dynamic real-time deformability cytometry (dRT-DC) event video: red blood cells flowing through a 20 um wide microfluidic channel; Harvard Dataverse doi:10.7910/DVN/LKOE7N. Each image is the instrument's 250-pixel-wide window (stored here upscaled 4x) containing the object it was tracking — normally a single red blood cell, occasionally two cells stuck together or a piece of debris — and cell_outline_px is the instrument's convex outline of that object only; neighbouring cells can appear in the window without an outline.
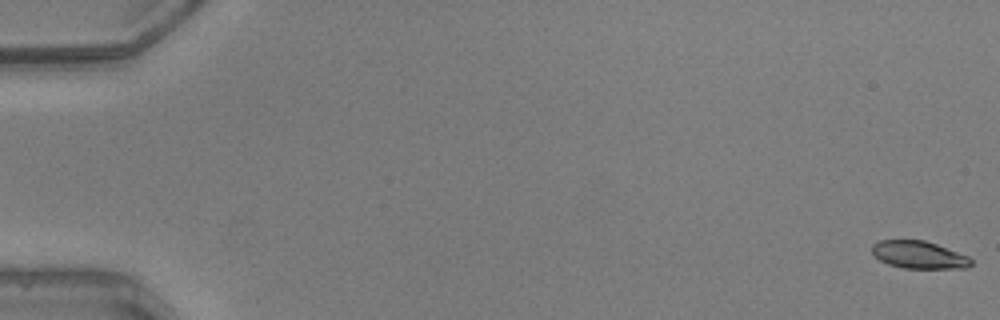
{"species": "common noctule bat (a hibernating species)", "species_latin": "Nyctalus noctula", "temperature_condition": "warm", "stored_images_in_passage": 20, "camera_frame_rate_fps": 3000, "um_per_image_px": 0.085, "animal": {"sex": "male", "body_mass_g": 20.5, "forearm_length_mm": 52.5}, "frame": {"image": 1, "passage_image": 1, "time_ms": 0.0, "image_size_px": [1000, 320], "cell_outline_px": [[972, 264], [968, 268], [904, 268], [888, 264], [880, 260], [872, 252], [872, 244], [880, 240], [924, 240], [936, 244], [968, 256], [972, 260]], "centroid_in_image_um": [78.11, 21.66], "position_along_channel_um": 6.9, "area_um2": 15.78}}
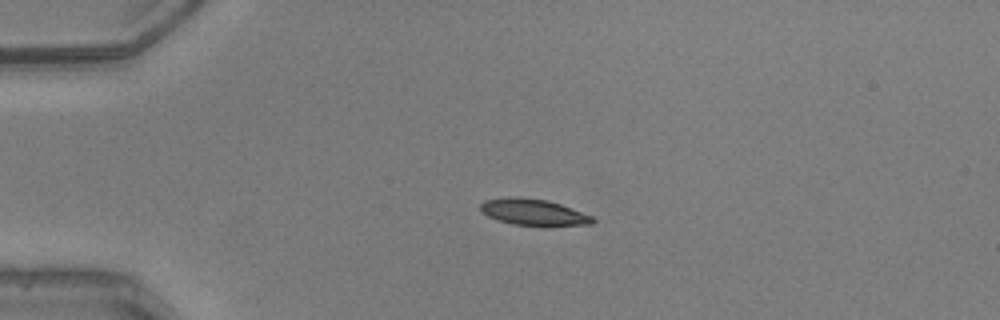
{"frame": {"image": 2, "passage_image": 13, "time_ms": 4.0, "image_size_px": [1000, 320], "cell_outline_px": [[596, 220], [592, 224], [548, 228], [544, 228], [512, 224], [488, 216], [480, 208], [480, 204], [484, 200], [508, 196], [520, 196], [548, 200], [560, 204], [592, 216]], "centroid_in_image_um": [45.39, 18.06], "position_along_channel_um": 39.6, "area_um2": 17.92}}